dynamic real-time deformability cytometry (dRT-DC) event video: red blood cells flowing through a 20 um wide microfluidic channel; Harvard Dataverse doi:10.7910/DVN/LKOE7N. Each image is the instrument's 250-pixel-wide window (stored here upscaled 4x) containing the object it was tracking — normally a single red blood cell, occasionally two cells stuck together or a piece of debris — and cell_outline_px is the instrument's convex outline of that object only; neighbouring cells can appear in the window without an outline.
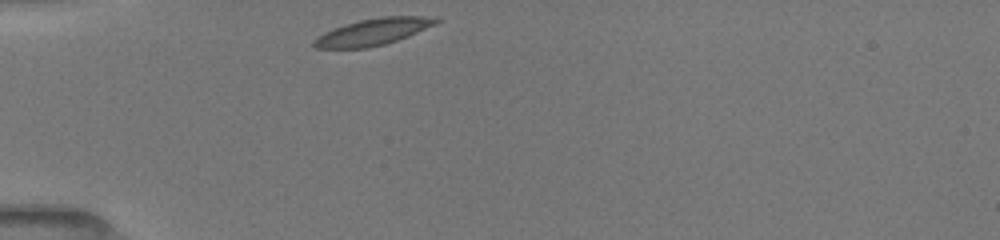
{"species": "common noctule bat (a hibernating species)", "species_latin": "Nyctalus noctula", "temperature_condition": "room temperature", "stored_images_in_passage": 40, "camera_frame_rate_fps": 3000, "um_per_image_px": 0.085, "animal": {"sex": "female", "body_mass_g": 19.5, "forearm_length_mm": 54.1}, "frame": {"image": 1, "passage_image": 1, "time_ms": 0.0, "image_size_px": [1000, 240], "cell_outline_px": [[440, 20], [436, 24], [396, 40], [384, 44], [368, 48], [316, 48], [312, 44], [312, 40], [324, 32], [360, 20], [380, 16], [440, 16]], "centroid_in_image_um": [31.73, 2.69], "position_along_channel_um": 53.3, "area_um2": 18.79}}
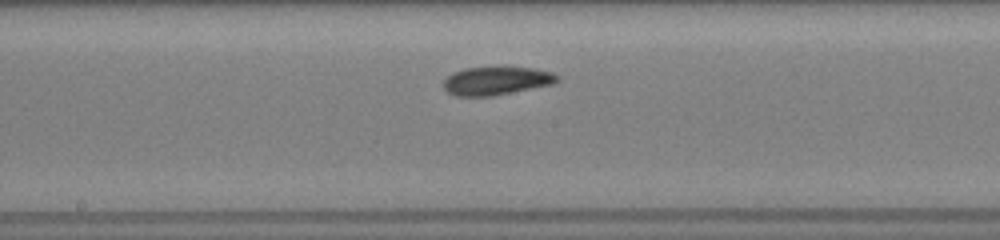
{"frame": {"image": 2, "passage_image": 16, "time_ms": 4.333, "image_size_px": [1000, 240], "cell_outline_px": [[560, 80], [552, 84], [492, 96], [456, 96], [448, 92], [444, 88], [444, 80], [452, 72], [464, 68], [496, 64], [504, 64], [532, 68], [552, 72], [560, 76]], "centroid_in_image_um": [42.2, 6.81], "position_along_channel_um": 206.0, "area_um2": 19.59}}
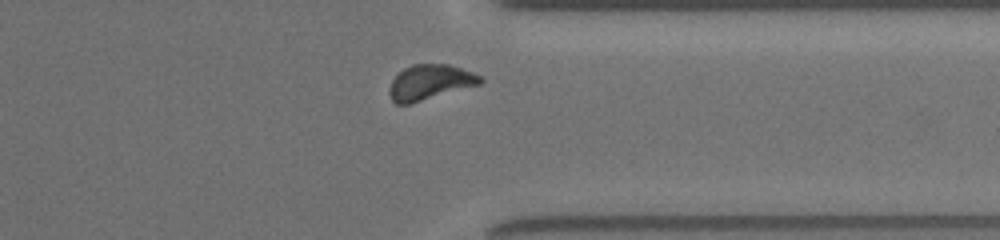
{"frame": {"image": 3, "passage_image": 34, "time_ms": 8.667, "image_size_px": [1000, 240], "cell_outline_px": [[484, 80], [480, 84], [408, 104], [396, 104], [392, 100], [388, 92], [388, 88], [392, 80], [404, 68], [412, 64], [448, 64], [484, 76]], "centroid_in_image_um": [36.54, 6.98], "position_along_channel_um": 374.9, "area_um2": 18.5}, "authors_computed_cell_mechanics": {"area_um2": 18.4671, "velocity_mm_per_s": 3.9175, "shape_relaxation_time_tau1_ms": 1.7542, "shape_relaxation_time_tau2_ms": 2.881, "deformation_change_tau1": 0.085, "deformation_change_tau2": 0.071}}